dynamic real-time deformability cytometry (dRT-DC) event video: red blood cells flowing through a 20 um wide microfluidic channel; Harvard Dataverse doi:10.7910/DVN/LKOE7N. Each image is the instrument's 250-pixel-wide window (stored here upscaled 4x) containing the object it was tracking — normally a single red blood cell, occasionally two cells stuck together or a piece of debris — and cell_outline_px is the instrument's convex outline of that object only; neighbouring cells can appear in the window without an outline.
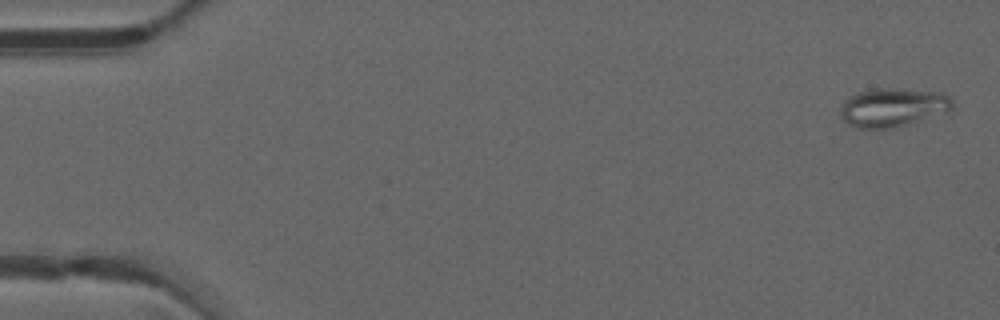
{"species": "common noctule bat (a hibernating species)", "species_latin": "Nyctalus noctula", "temperature_condition": "warm", "stored_images_in_passage": 49, "camera_frame_rate_fps": 3000, "um_per_image_px": 0.085, "animal": {"sex": "male", "forearm_length_mm": 52.5}, "frame": {"image": 1, "passage_image": 2, "time_ms": 0.333, "image_size_px": [1000, 320], "cell_outline_px": [[952, 116], [892, 128], [856, 128], [848, 124], [840, 116], [840, 104], [844, 100], [860, 92], [876, 88], [904, 88], [944, 92], [952, 96]], "centroid_in_image_um": [76.06, 9.15], "position_along_channel_um": 8.9, "area_um2": 26.7}}
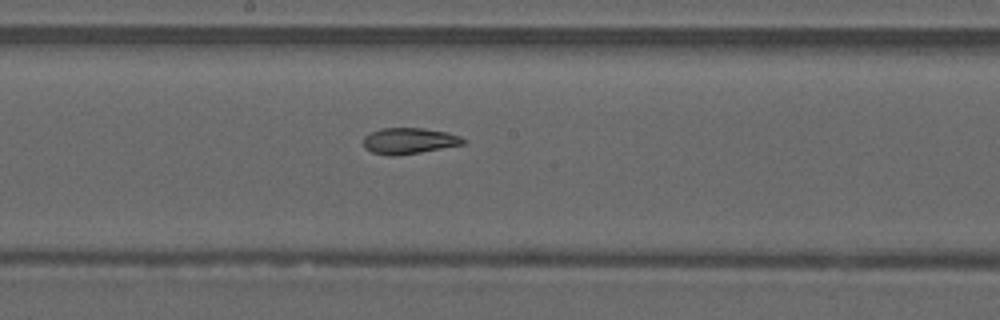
{"frame": {"image": 2, "passage_image": 27, "time_ms": 8.667, "image_size_px": [1000, 320], "cell_outline_px": [[468, 140], [464, 144], [420, 152], [392, 156], [388, 156], [372, 152], [364, 148], [364, 136], [380, 128], [424, 128], [448, 132], [460, 136]], "centroid_in_image_um": [34.79, 11.97], "position_along_channel_um": 213.4, "area_um2": 15.2}}
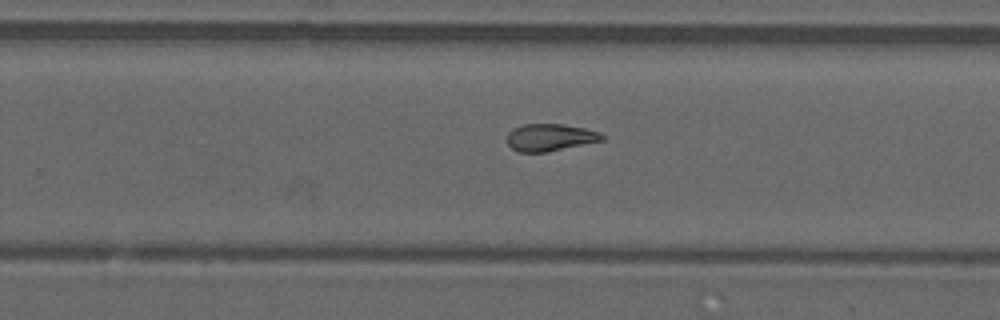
{"frame": {"image": 3, "passage_image": 32, "time_ms": 10.333, "image_size_px": [1000, 320], "cell_outline_px": [[604, 140], [544, 152], [520, 152], [512, 148], [508, 144], [508, 132], [512, 128], [524, 124], [564, 124], [584, 128], [600, 132], [604, 136]], "centroid_in_image_um": [46.75, 11.66], "position_along_channel_um": 283.1, "area_um2": 14.91}, "authors_computed_cell_mechanics": {"area_um2": 17.5712, "velocity_mm_per_s": 4.208, "shape_relaxation_time_tau1_ms": null, "shape_relaxation_time_tau2_ms": 3.147, "deformation_change_tau1": null, "deformation_change_tau2": 0.0891}}